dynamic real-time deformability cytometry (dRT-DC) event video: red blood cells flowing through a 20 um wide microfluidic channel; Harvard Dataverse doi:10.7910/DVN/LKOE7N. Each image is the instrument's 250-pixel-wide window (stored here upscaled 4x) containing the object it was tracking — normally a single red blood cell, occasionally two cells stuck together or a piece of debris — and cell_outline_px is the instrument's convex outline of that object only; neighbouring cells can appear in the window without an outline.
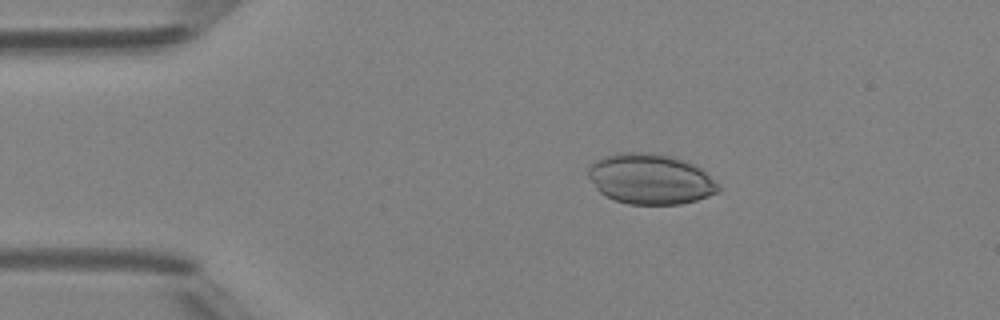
{"species": "Egyptian fruit bat (a non-hibernating species)", "species_latin": "Rousettus aegyptiacus", "temperature_condition": "room temperature", "stored_images_in_passage": 48, "camera_frame_rate_fps": 3000, "um_per_image_px": 0.085, "animal": {"sex": "female"}, "frame": {"image": 1, "passage_image": 9, "time_ms": 2.667, "image_size_px": [1000, 320], "cell_outline_px": [[720, 192], [696, 200], [680, 204], [628, 204], [604, 196], [596, 188], [588, 176], [588, 164], [604, 156], [616, 152], [656, 152], [672, 156], [696, 164], [720, 184]], "centroid_in_image_um": [55.29, 15.2], "position_along_channel_um": 29.7, "area_um2": 38.78}}
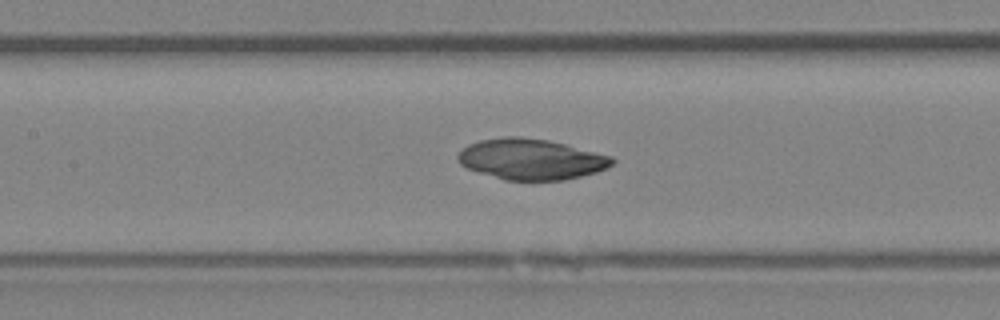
{"frame": {"image": 2, "passage_image": 22, "time_ms": 7.0, "image_size_px": [1000, 320], "cell_outline_px": [[616, 160], [608, 168], [596, 172], [564, 180], [504, 180], [468, 168], [460, 164], [456, 160], [456, 156], [468, 144], [480, 140], [504, 136], [520, 136], [548, 140], [612, 156]], "centroid_in_image_um": [45.14, 13.53], "position_along_channel_um": 162.3, "area_um2": 36.59}}
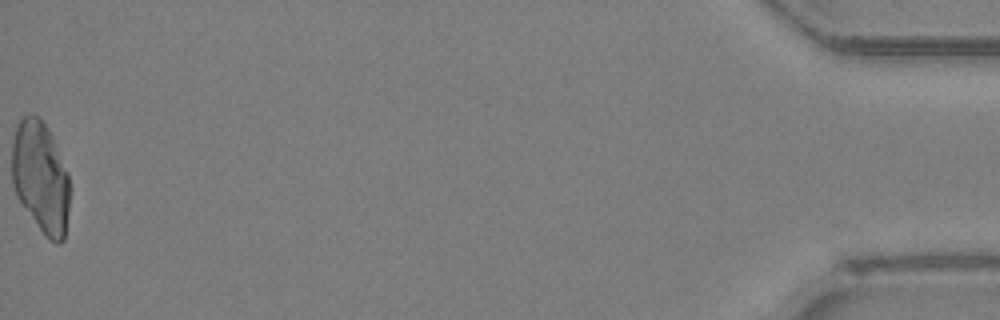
{"frame": {"image": 3, "passage_image": 48, "time_ms": 15.667, "image_size_px": [1000, 320], "cell_outline_px": [[72, 188], [64, 240], [60, 244], [56, 244], [48, 240], [16, 196], [12, 184], [12, 144], [16, 124], [28, 112], [32, 112], [40, 116], [48, 128], [52, 136], [68, 172]], "centroid_in_image_um": [3.48, 15.05], "position_along_channel_um": 431.7, "area_um2": 38.49}}